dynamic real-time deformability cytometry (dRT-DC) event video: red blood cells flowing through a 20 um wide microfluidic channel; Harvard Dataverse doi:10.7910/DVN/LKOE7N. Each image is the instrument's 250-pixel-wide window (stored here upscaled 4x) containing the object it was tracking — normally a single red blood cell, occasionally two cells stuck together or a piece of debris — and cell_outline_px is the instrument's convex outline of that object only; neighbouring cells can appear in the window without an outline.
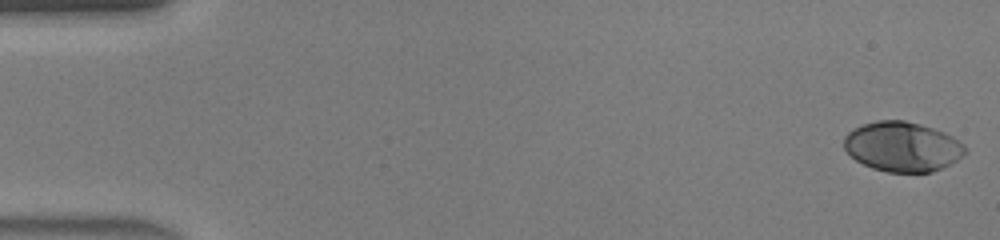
{"species": "human", "species_latin": "Homo sapiens", "temperature_condition": "warm", "stored_images_in_passage": 46, "camera_frame_rate_fps": 3000, "um_per_image_px": 0.085, "donor": {"sex": "male"}, "frame": {"image": 1, "passage_image": 1, "time_ms": 0.0, "image_size_px": [1000, 240], "cell_outline_px": [[968, 152], [956, 160], [932, 172], [888, 172], [872, 168], [856, 160], [844, 148], [844, 136], [848, 132], [864, 124], [876, 120], [904, 120], [920, 124], [944, 132], [952, 136], [964, 144], [968, 148]], "centroid_in_image_um": [76.72, 12.46], "position_along_channel_um": 8.3, "area_um2": 35.03}}
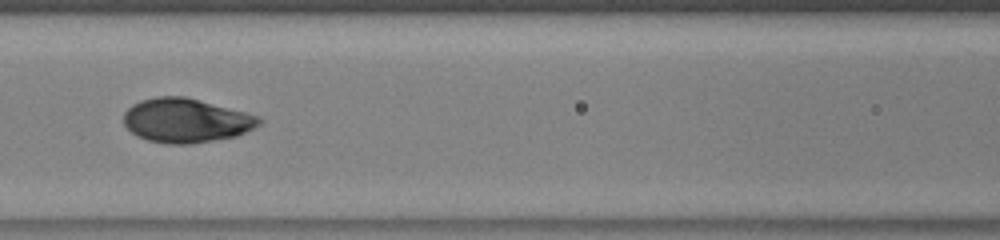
{"frame": {"image": 2, "passage_image": 21, "time_ms": 6.667, "image_size_px": [1000, 240], "cell_outline_px": [[264, 120], [260, 124], [236, 136], [192, 144], [168, 144], [148, 140], [136, 136], [124, 124], [124, 112], [132, 104], [140, 100], [156, 96], [184, 96], [260, 116]], "centroid_in_image_um": [15.79, 10.24], "position_along_channel_um": 150.8, "area_um2": 34.8}}
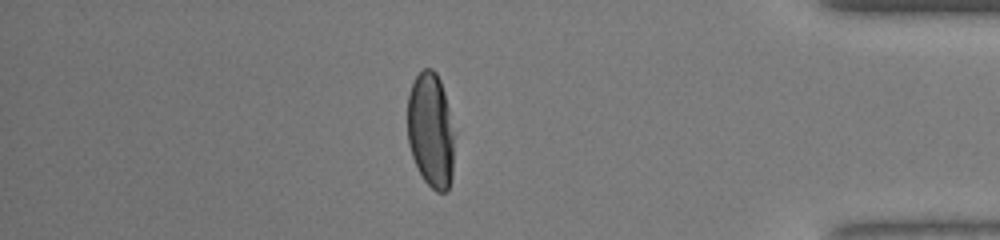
{"frame": {"image": 3, "passage_image": 40, "time_ms": 13.0, "image_size_px": [1000, 240], "cell_outline_px": [[452, 176], [448, 192], [436, 192], [424, 180], [412, 156], [408, 144], [408, 96], [412, 84], [416, 76], [424, 68], [432, 68], [436, 72], [440, 80], [444, 92], [448, 108], [452, 132]], "centroid_in_image_um": [36.59, 11.08], "position_along_channel_um": 398.6, "area_um2": 30.92}, "authors_computed_cell_mechanics": {"area_um2": 34.6511, "velocity_mm_per_s": 4.4544, "shape_relaxation_time_tau1_ms": 3.5431, "shape_relaxation_time_tau2_ms": null, "deformation_change_tau1": 0.2022, "deformation_change_tau2": null}}